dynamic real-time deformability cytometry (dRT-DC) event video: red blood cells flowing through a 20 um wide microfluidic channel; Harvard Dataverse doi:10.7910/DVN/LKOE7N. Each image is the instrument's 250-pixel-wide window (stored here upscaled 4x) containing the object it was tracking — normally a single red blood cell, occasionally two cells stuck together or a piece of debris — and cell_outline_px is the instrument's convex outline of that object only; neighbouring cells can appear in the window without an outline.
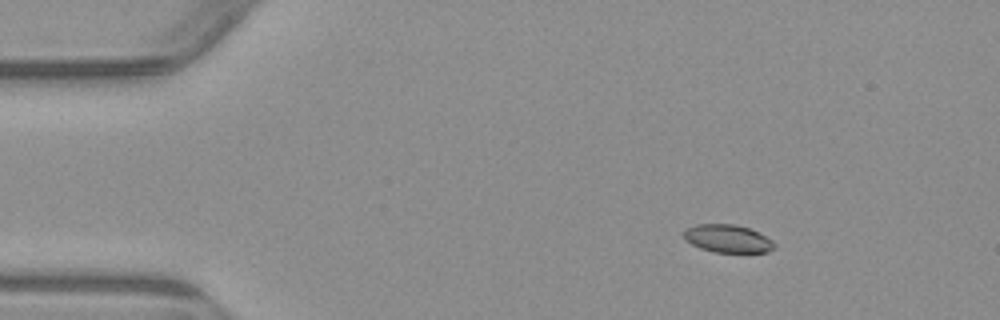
{"species": "common noctule bat (a hibernating species)", "species_latin": "Nyctalus noctula", "temperature_condition": "warm", "stored_images_in_passage": 3, "camera_frame_rate_fps": 3000, "um_per_image_px": 0.085, "animal": {"sex": "male", "body_mass_g": 23.1, "forearm_length_mm": 52.7}, "frame": {"image": 1, "passage_image": 1, "time_ms": 0.0, "image_size_px": [1000, 320], "cell_outline_px": [[776, 248], [768, 252], [712, 252], [700, 248], [684, 240], [684, 232], [688, 228], [696, 224], [732, 224], [748, 228], [772, 240], [776, 244]], "centroid_in_image_um": [61.85, 20.29], "position_along_channel_um": 23.1, "area_um2": 14.62}}